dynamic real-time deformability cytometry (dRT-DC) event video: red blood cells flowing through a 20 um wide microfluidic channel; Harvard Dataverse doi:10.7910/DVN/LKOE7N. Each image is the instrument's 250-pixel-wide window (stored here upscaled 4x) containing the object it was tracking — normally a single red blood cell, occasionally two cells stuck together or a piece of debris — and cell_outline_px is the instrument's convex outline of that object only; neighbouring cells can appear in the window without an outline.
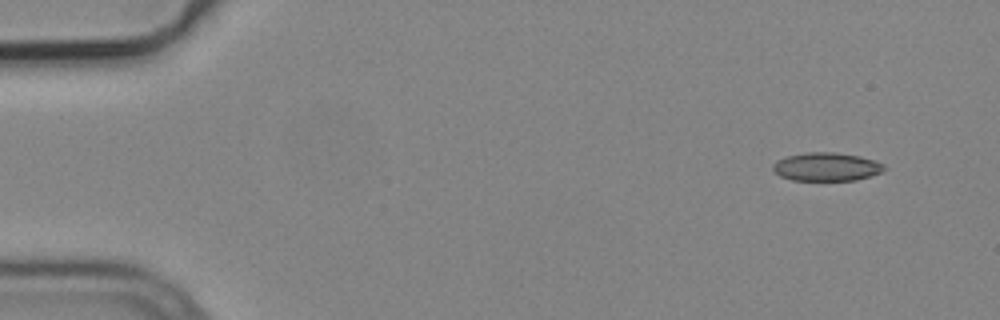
{"species": "common noctule bat (a hibernating species)", "species_latin": "Nyctalus noctula", "temperature_condition": "cold", "stored_images_in_passage": 6, "camera_frame_rate_fps": 3000, "um_per_image_px": 0.085, "animal": {"sex": "male", "body_mass_g": 19.2, "forearm_length_mm": 51.8}, "frame": {"image": 1, "passage_image": 1, "time_ms": 0.0, "image_size_px": [1000, 320], "cell_outline_px": [[888, 168], [880, 172], [856, 180], [792, 180], [780, 176], [772, 168], [772, 164], [776, 160], [784, 156], [808, 152], [836, 152], [860, 156], [884, 164]], "centroid_in_image_um": [70.22, 14.16], "position_along_channel_um": 14.8, "area_um2": 18.44}}
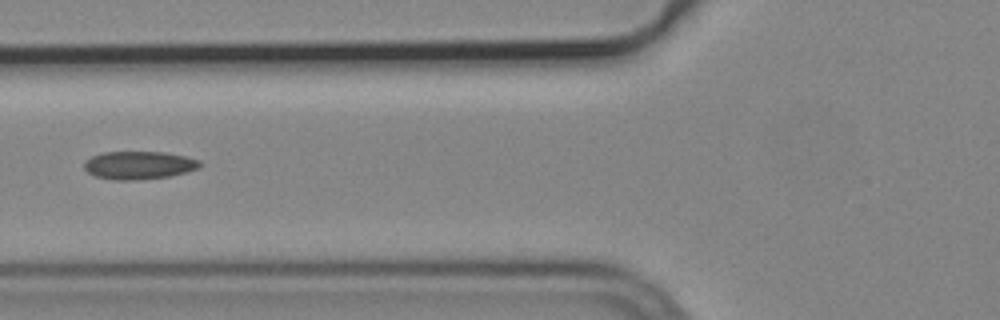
{"frame": {"image": 2, "passage_image": 5, "time_ms": 1.333, "image_size_px": [1000, 320], "cell_outline_px": [[204, 164], [200, 168], [168, 176], [136, 180], [116, 180], [96, 176], [88, 172], [84, 168], [84, 164], [92, 156], [104, 152], [164, 152], [184, 156], [200, 160]], "centroid_in_image_um": [11.84, 14.04], "position_along_channel_um": 114.0, "area_um2": 18.73}}
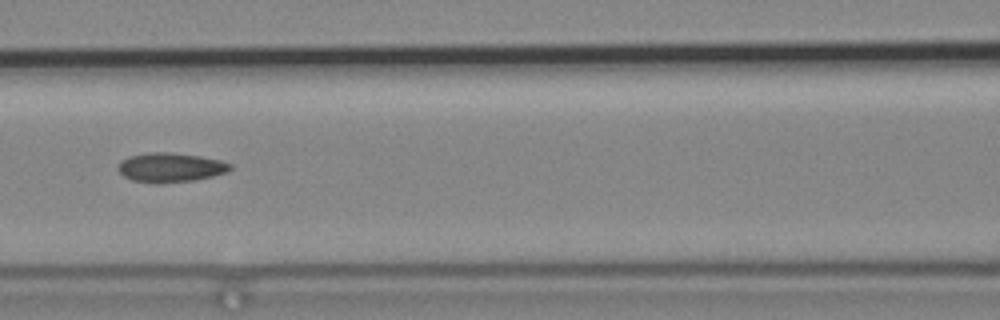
{"frame": {"image": 3, "passage_image": 6, "time_ms": 1.667, "image_size_px": [1000, 320], "cell_outline_px": [[232, 168], [228, 172], [196, 180], [160, 184], [132, 180], [124, 176], [116, 168], [120, 160], [128, 156], [148, 152], [168, 152], [200, 156], [220, 160], [232, 164]], "centroid_in_image_um": [14.47, 14.23], "position_along_channel_um": 152.1, "area_um2": 19.42}}